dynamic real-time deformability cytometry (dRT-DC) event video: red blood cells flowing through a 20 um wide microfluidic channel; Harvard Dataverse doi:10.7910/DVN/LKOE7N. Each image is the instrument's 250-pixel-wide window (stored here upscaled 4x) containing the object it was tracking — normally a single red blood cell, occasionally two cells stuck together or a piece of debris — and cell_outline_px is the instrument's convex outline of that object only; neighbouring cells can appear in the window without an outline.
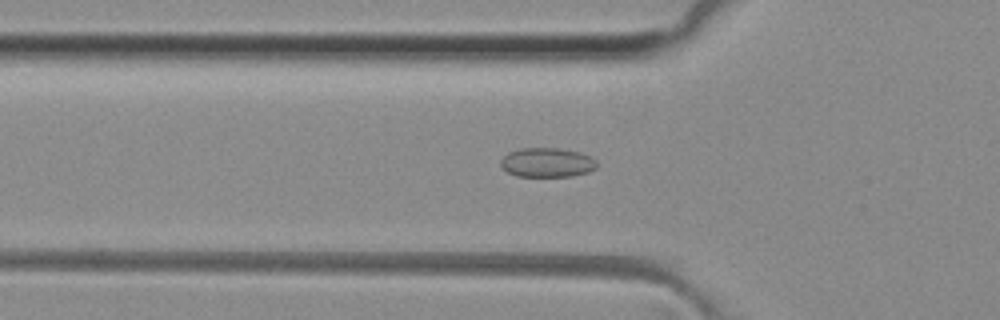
{"species": "common noctule bat (a hibernating species)", "species_latin": "Nyctalus noctula", "temperature_condition": "room temperature", "stored_images_in_passage": 44, "camera_frame_rate_fps": 3000, "um_per_image_px": 0.085, "animal": {"sex": "female", "body_mass_g": 29.2, "forearm_length_mm": 56.3}, "frame": {"image": 1, "passage_image": 11, "time_ms": 3.333, "image_size_px": [1000, 320], "cell_outline_px": [[596, 168], [588, 172], [572, 176], [516, 176], [508, 172], [500, 164], [500, 160], [508, 152], [520, 148], [556, 148], [580, 152], [592, 156], [596, 160]], "centroid_in_image_um": [46.51, 13.8], "position_along_channel_um": 79.3, "area_um2": 16.47}}
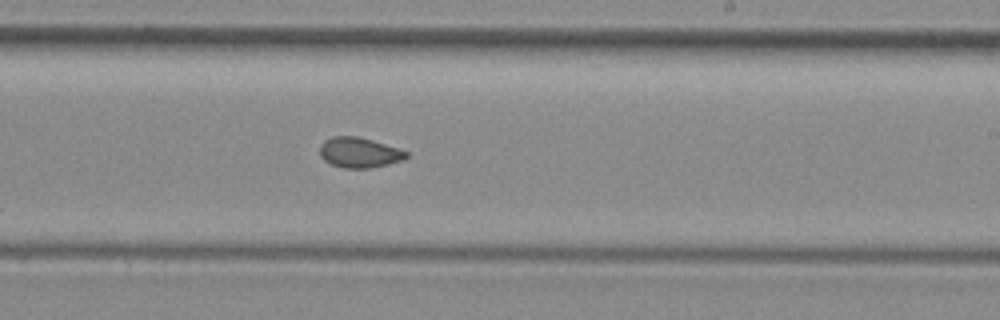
{"frame": {"image": 2, "passage_image": 24, "time_ms": 7.667, "image_size_px": [1000, 320], "cell_outline_px": [[408, 156], [404, 160], [388, 164], [368, 168], [344, 168], [332, 164], [324, 160], [320, 156], [320, 144], [324, 140], [332, 136], [356, 136], [372, 140], [408, 152]], "centroid_in_image_um": [30.51, 12.96], "position_along_channel_um": 258.5, "area_um2": 15.14}}
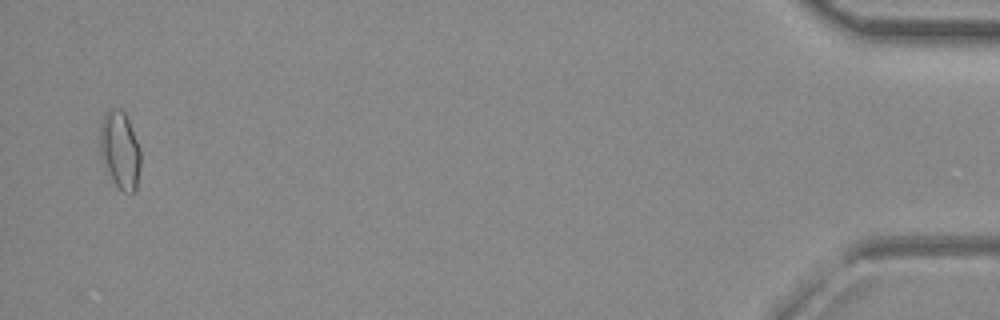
{"frame": {"image": 3, "passage_image": 43, "time_ms": 14.0, "image_size_px": [1000, 320], "cell_outline_px": [[140, 164], [136, 188], [132, 192], [124, 192], [108, 180], [104, 168], [100, 152], [100, 124], [104, 112], [112, 108], [120, 108], [124, 112], [128, 120], [140, 148]], "centroid_in_image_um": [10.16, 12.77], "position_along_channel_um": 425.0, "area_um2": 18.67}, "authors_computed_cell_mechanics": {"area_um2": 15.5482, "velocity_mm_per_s": 4.1198, "shape_relaxation_time_tau1_ms": null, "shape_relaxation_time_tau2_ms": 1.7963, "deformation_change_tau1": null, "deformation_change_tau2": 0.0613}}